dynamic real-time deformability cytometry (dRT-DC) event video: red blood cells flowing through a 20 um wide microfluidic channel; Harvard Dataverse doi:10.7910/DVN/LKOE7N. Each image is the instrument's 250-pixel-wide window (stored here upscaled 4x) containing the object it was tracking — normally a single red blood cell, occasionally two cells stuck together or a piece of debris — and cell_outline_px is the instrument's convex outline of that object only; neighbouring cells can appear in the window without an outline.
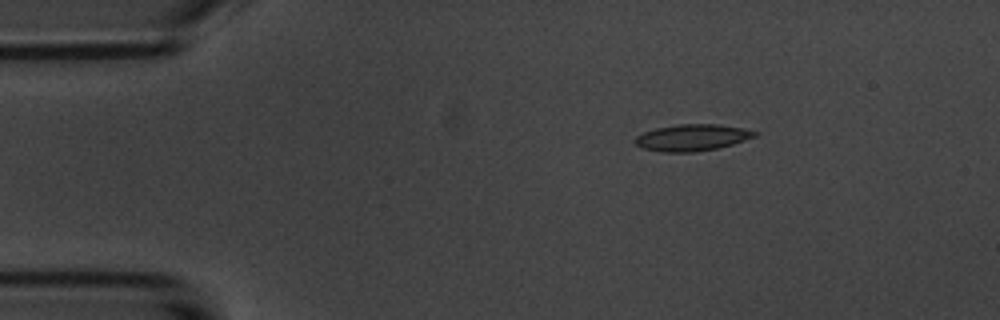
{"species": "common noctule bat (a hibernating species)", "species_latin": "Nyctalus noctula", "temperature_condition": "room temperature", "stored_images_in_passage": 2, "camera_frame_rate_fps": 3000, "um_per_image_px": 0.085, "animal": {"sex": "male", "body_mass_g": 20.1, "forearm_length_mm": 53.5}, "frame": {"image": 1, "passage_image": 2, "time_ms": 1.0, "image_size_px": [1000, 320], "cell_outline_px": [[760, 132], [756, 136], [732, 144], [716, 148], [692, 152], [664, 152], [644, 148], [636, 144], [632, 140], [636, 136], [644, 132], [656, 128], [676, 124], [716, 124], [744, 128]], "centroid_in_image_um": [58.83, 11.68], "position_along_channel_um": 26.2, "area_um2": 18.44}}